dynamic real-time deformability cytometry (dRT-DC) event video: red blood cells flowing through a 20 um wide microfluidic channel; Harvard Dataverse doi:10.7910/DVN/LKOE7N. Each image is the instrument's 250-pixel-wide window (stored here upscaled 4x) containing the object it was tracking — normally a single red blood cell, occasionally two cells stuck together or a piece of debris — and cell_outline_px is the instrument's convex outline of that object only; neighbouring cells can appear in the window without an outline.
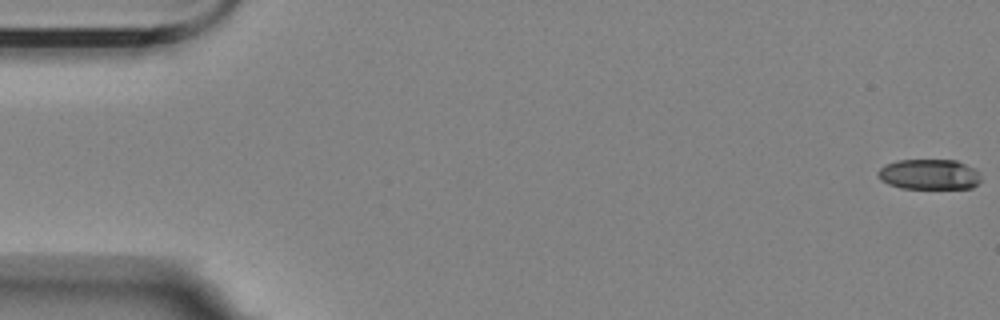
{"species": "Egyptian fruit bat (a non-hibernating species)", "species_latin": "Rousettus aegyptiacus", "temperature_condition": "room temperature", "stored_images_in_passage": 18, "camera_frame_rate_fps": 3000, "um_per_image_px": 0.085, "animal": {"sex": "female"}, "frame": {"image": 1, "passage_image": 1, "time_ms": 0.0, "image_size_px": [1000, 320], "cell_outline_px": [[980, 180], [972, 188], [900, 188], [888, 184], [880, 180], [876, 172], [884, 164], [896, 160], [956, 160], [976, 168], [980, 172]], "centroid_in_image_um": [78.97, 14.81], "position_along_channel_um": 6.0, "area_um2": 18.44}}
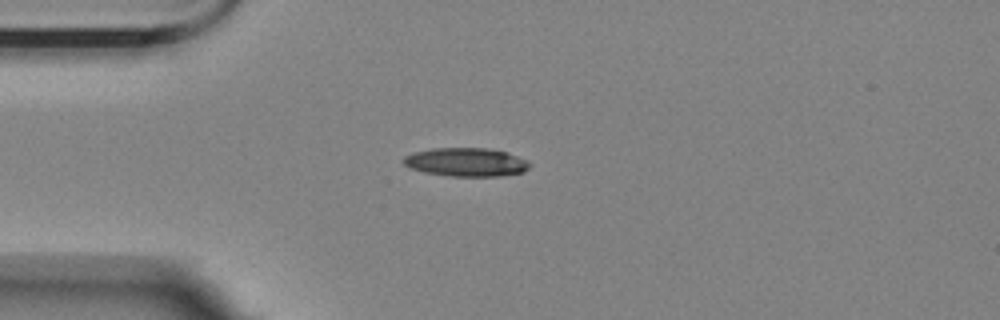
{"frame": {"image": 2, "passage_image": 15, "time_ms": 4.667, "image_size_px": [1000, 320], "cell_outline_px": [[528, 168], [524, 172], [500, 176], [452, 176], [424, 172], [412, 168], [404, 164], [400, 160], [404, 156], [412, 152], [432, 148], [488, 148], [504, 152], [516, 156], [524, 160], [528, 164]], "centroid_in_image_um": [39.55, 13.78], "position_along_channel_um": 45.5, "area_um2": 20.81}}